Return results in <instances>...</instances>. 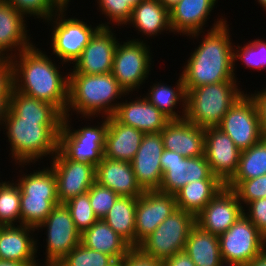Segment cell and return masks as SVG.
<instances>
[{
	"label": "cell",
	"mask_w": 266,
	"mask_h": 266,
	"mask_svg": "<svg viewBox=\"0 0 266 266\" xmlns=\"http://www.w3.org/2000/svg\"><path fill=\"white\" fill-rule=\"evenodd\" d=\"M63 118L64 114L53 104L13 88L3 122L12 159L25 167L43 156L51 155L52 158L58 151Z\"/></svg>",
	"instance_id": "obj_1"
},
{
	"label": "cell",
	"mask_w": 266,
	"mask_h": 266,
	"mask_svg": "<svg viewBox=\"0 0 266 266\" xmlns=\"http://www.w3.org/2000/svg\"><path fill=\"white\" fill-rule=\"evenodd\" d=\"M17 57L14 54L11 58L14 89L53 104L65 115L69 100V73L60 74L56 62L35 45L21 51Z\"/></svg>",
	"instance_id": "obj_2"
},
{
	"label": "cell",
	"mask_w": 266,
	"mask_h": 266,
	"mask_svg": "<svg viewBox=\"0 0 266 266\" xmlns=\"http://www.w3.org/2000/svg\"><path fill=\"white\" fill-rule=\"evenodd\" d=\"M218 18L203 41L194 49L184 65L182 77L186 91L203 85L236 81L233 66V44L229 25Z\"/></svg>",
	"instance_id": "obj_3"
},
{
	"label": "cell",
	"mask_w": 266,
	"mask_h": 266,
	"mask_svg": "<svg viewBox=\"0 0 266 266\" xmlns=\"http://www.w3.org/2000/svg\"><path fill=\"white\" fill-rule=\"evenodd\" d=\"M126 94L112 73L69 74V100L65 115L70 116L69 112L75 110L88 119L95 114L97 117L99 113H104L102 117L106 118L113 116L119 102H112Z\"/></svg>",
	"instance_id": "obj_4"
},
{
	"label": "cell",
	"mask_w": 266,
	"mask_h": 266,
	"mask_svg": "<svg viewBox=\"0 0 266 266\" xmlns=\"http://www.w3.org/2000/svg\"><path fill=\"white\" fill-rule=\"evenodd\" d=\"M237 81H223L186 91L184 119L203 129L218 127L231 106L244 92Z\"/></svg>",
	"instance_id": "obj_5"
},
{
	"label": "cell",
	"mask_w": 266,
	"mask_h": 266,
	"mask_svg": "<svg viewBox=\"0 0 266 266\" xmlns=\"http://www.w3.org/2000/svg\"><path fill=\"white\" fill-rule=\"evenodd\" d=\"M21 190V225L37 229L59 204L56 178L52 168L23 174L17 180Z\"/></svg>",
	"instance_id": "obj_6"
},
{
	"label": "cell",
	"mask_w": 266,
	"mask_h": 266,
	"mask_svg": "<svg viewBox=\"0 0 266 266\" xmlns=\"http://www.w3.org/2000/svg\"><path fill=\"white\" fill-rule=\"evenodd\" d=\"M195 216L177 209L146 237L137 247L144 255L164 261L185 250Z\"/></svg>",
	"instance_id": "obj_7"
},
{
	"label": "cell",
	"mask_w": 266,
	"mask_h": 266,
	"mask_svg": "<svg viewBox=\"0 0 266 266\" xmlns=\"http://www.w3.org/2000/svg\"><path fill=\"white\" fill-rule=\"evenodd\" d=\"M101 125L71 129L69 115H64L59 133L58 149L70 160L87 162L95 167L104 157L108 117H103Z\"/></svg>",
	"instance_id": "obj_8"
},
{
	"label": "cell",
	"mask_w": 266,
	"mask_h": 266,
	"mask_svg": "<svg viewBox=\"0 0 266 266\" xmlns=\"http://www.w3.org/2000/svg\"><path fill=\"white\" fill-rule=\"evenodd\" d=\"M67 8H60L47 22L53 21L51 47L53 54L64 63H74L82 54L83 49L88 45L90 38L100 27H110L107 24H99L96 27L88 25L85 21L77 18H65ZM58 13V14H57ZM64 14V15H63ZM57 17V18H56ZM53 19V20H52ZM55 20V21H54ZM72 61V62H71Z\"/></svg>",
	"instance_id": "obj_9"
},
{
	"label": "cell",
	"mask_w": 266,
	"mask_h": 266,
	"mask_svg": "<svg viewBox=\"0 0 266 266\" xmlns=\"http://www.w3.org/2000/svg\"><path fill=\"white\" fill-rule=\"evenodd\" d=\"M139 40L117 43L114 54L112 74L128 95L145 83L151 71L152 52L143 40Z\"/></svg>",
	"instance_id": "obj_10"
},
{
	"label": "cell",
	"mask_w": 266,
	"mask_h": 266,
	"mask_svg": "<svg viewBox=\"0 0 266 266\" xmlns=\"http://www.w3.org/2000/svg\"><path fill=\"white\" fill-rule=\"evenodd\" d=\"M162 180L159 191L175 195L192 181L220 180L213 175L205 155L193 158L183 157L177 152L164 149L160 158Z\"/></svg>",
	"instance_id": "obj_11"
},
{
	"label": "cell",
	"mask_w": 266,
	"mask_h": 266,
	"mask_svg": "<svg viewBox=\"0 0 266 266\" xmlns=\"http://www.w3.org/2000/svg\"><path fill=\"white\" fill-rule=\"evenodd\" d=\"M218 128L233 140L240 151L249 149L263 138L256 104L247 93L231 106Z\"/></svg>",
	"instance_id": "obj_12"
},
{
	"label": "cell",
	"mask_w": 266,
	"mask_h": 266,
	"mask_svg": "<svg viewBox=\"0 0 266 266\" xmlns=\"http://www.w3.org/2000/svg\"><path fill=\"white\" fill-rule=\"evenodd\" d=\"M218 237L222 261L246 265L266 248V238L244 214Z\"/></svg>",
	"instance_id": "obj_13"
},
{
	"label": "cell",
	"mask_w": 266,
	"mask_h": 266,
	"mask_svg": "<svg viewBox=\"0 0 266 266\" xmlns=\"http://www.w3.org/2000/svg\"><path fill=\"white\" fill-rule=\"evenodd\" d=\"M47 229L46 262L51 265L61 261L74 247L81 243V233L76 228L69 208L65 203L54 206L52 212L37 228Z\"/></svg>",
	"instance_id": "obj_14"
},
{
	"label": "cell",
	"mask_w": 266,
	"mask_h": 266,
	"mask_svg": "<svg viewBox=\"0 0 266 266\" xmlns=\"http://www.w3.org/2000/svg\"><path fill=\"white\" fill-rule=\"evenodd\" d=\"M50 167L55 173L57 196L60 203L87 193L96 182V167L87 162L68 159L59 149Z\"/></svg>",
	"instance_id": "obj_15"
},
{
	"label": "cell",
	"mask_w": 266,
	"mask_h": 266,
	"mask_svg": "<svg viewBox=\"0 0 266 266\" xmlns=\"http://www.w3.org/2000/svg\"><path fill=\"white\" fill-rule=\"evenodd\" d=\"M177 209L175 195L159 190L144 191L137 198L135 248Z\"/></svg>",
	"instance_id": "obj_16"
},
{
	"label": "cell",
	"mask_w": 266,
	"mask_h": 266,
	"mask_svg": "<svg viewBox=\"0 0 266 266\" xmlns=\"http://www.w3.org/2000/svg\"><path fill=\"white\" fill-rule=\"evenodd\" d=\"M110 27H100L90 38L81 56L73 63L70 74L112 73L117 38Z\"/></svg>",
	"instance_id": "obj_17"
},
{
	"label": "cell",
	"mask_w": 266,
	"mask_h": 266,
	"mask_svg": "<svg viewBox=\"0 0 266 266\" xmlns=\"http://www.w3.org/2000/svg\"><path fill=\"white\" fill-rule=\"evenodd\" d=\"M244 213L235 192L224 187L195 216V223L201 229L219 236L226 232Z\"/></svg>",
	"instance_id": "obj_18"
},
{
	"label": "cell",
	"mask_w": 266,
	"mask_h": 266,
	"mask_svg": "<svg viewBox=\"0 0 266 266\" xmlns=\"http://www.w3.org/2000/svg\"><path fill=\"white\" fill-rule=\"evenodd\" d=\"M241 151L218 127L205 129V157L213 175L226 184L236 173Z\"/></svg>",
	"instance_id": "obj_19"
},
{
	"label": "cell",
	"mask_w": 266,
	"mask_h": 266,
	"mask_svg": "<svg viewBox=\"0 0 266 266\" xmlns=\"http://www.w3.org/2000/svg\"><path fill=\"white\" fill-rule=\"evenodd\" d=\"M164 151L161 133H145L131 165L140 187L159 190L163 172L160 158Z\"/></svg>",
	"instance_id": "obj_20"
},
{
	"label": "cell",
	"mask_w": 266,
	"mask_h": 266,
	"mask_svg": "<svg viewBox=\"0 0 266 266\" xmlns=\"http://www.w3.org/2000/svg\"><path fill=\"white\" fill-rule=\"evenodd\" d=\"M160 133L166 150L186 158L199 157L205 153V129L185 119L171 120Z\"/></svg>",
	"instance_id": "obj_21"
},
{
	"label": "cell",
	"mask_w": 266,
	"mask_h": 266,
	"mask_svg": "<svg viewBox=\"0 0 266 266\" xmlns=\"http://www.w3.org/2000/svg\"><path fill=\"white\" fill-rule=\"evenodd\" d=\"M32 231L35 232V228L26 225L0 226V260L42 266L36 262L37 239Z\"/></svg>",
	"instance_id": "obj_22"
},
{
	"label": "cell",
	"mask_w": 266,
	"mask_h": 266,
	"mask_svg": "<svg viewBox=\"0 0 266 266\" xmlns=\"http://www.w3.org/2000/svg\"><path fill=\"white\" fill-rule=\"evenodd\" d=\"M113 116L120 123L144 133H160L171 121L145 97L120 102Z\"/></svg>",
	"instance_id": "obj_23"
},
{
	"label": "cell",
	"mask_w": 266,
	"mask_h": 266,
	"mask_svg": "<svg viewBox=\"0 0 266 266\" xmlns=\"http://www.w3.org/2000/svg\"><path fill=\"white\" fill-rule=\"evenodd\" d=\"M25 17L10 3L0 0V58H12V51L18 50V54L33 46V43L29 42ZM10 51L11 53L7 54Z\"/></svg>",
	"instance_id": "obj_24"
},
{
	"label": "cell",
	"mask_w": 266,
	"mask_h": 266,
	"mask_svg": "<svg viewBox=\"0 0 266 266\" xmlns=\"http://www.w3.org/2000/svg\"><path fill=\"white\" fill-rule=\"evenodd\" d=\"M216 2L217 0H180L169 10L172 32L194 38L201 35Z\"/></svg>",
	"instance_id": "obj_25"
},
{
	"label": "cell",
	"mask_w": 266,
	"mask_h": 266,
	"mask_svg": "<svg viewBox=\"0 0 266 266\" xmlns=\"http://www.w3.org/2000/svg\"><path fill=\"white\" fill-rule=\"evenodd\" d=\"M96 182L119 196L138 198L144 190L138 184L131 162L103 157L96 166Z\"/></svg>",
	"instance_id": "obj_26"
},
{
	"label": "cell",
	"mask_w": 266,
	"mask_h": 266,
	"mask_svg": "<svg viewBox=\"0 0 266 266\" xmlns=\"http://www.w3.org/2000/svg\"><path fill=\"white\" fill-rule=\"evenodd\" d=\"M144 135V132L120 123L114 116L108 117L104 157L131 162Z\"/></svg>",
	"instance_id": "obj_27"
},
{
	"label": "cell",
	"mask_w": 266,
	"mask_h": 266,
	"mask_svg": "<svg viewBox=\"0 0 266 266\" xmlns=\"http://www.w3.org/2000/svg\"><path fill=\"white\" fill-rule=\"evenodd\" d=\"M81 244L89 249L108 254L113 259L125 257L132 249L103 219H98L81 233Z\"/></svg>",
	"instance_id": "obj_28"
},
{
	"label": "cell",
	"mask_w": 266,
	"mask_h": 266,
	"mask_svg": "<svg viewBox=\"0 0 266 266\" xmlns=\"http://www.w3.org/2000/svg\"><path fill=\"white\" fill-rule=\"evenodd\" d=\"M146 37L157 36L162 31L171 32L169 10L159 0H142L132 9L128 21ZM131 23V24H130Z\"/></svg>",
	"instance_id": "obj_29"
},
{
	"label": "cell",
	"mask_w": 266,
	"mask_h": 266,
	"mask_svg": "<svg viewBox=\"0 0 266 266\" xmlns=\"http://www.w3.org/2000/svg\"><path fill=\"white\" fill-rule=\"evenodd\" d=\"M196 266H220L219 237L194 225L189 232L184 250Z\"/></svg>",
	"instance_id": "obj_30"
},
{
	"label": "cell",
	"mask_w": 266,
	"mask_h": 266,
	"mask_svg": "<svg viewBox=\"0 0 266 266\" xmlns=\"http://www.w3.org/2000/svg\"><path fill=\"white\" fill-rule=\"evenodd\" d=\"M224 187L221 180L192 181L175 194L177 208L196 216Z\"/></svg>",
	"instance_id": "obj_31"
},
{
	"label": "cell",
	"mask_w": 266,
	"mask_h": 266,
	"mask_svg": "<svg viewBox=\"0 0 266 266\" xmlns=\"http://www.w3.org/2000/svg\"><path fill=\"white\" fill-rule=\"evenodd\" d=\"M177 81L175 88L166 84L164 85V83H154L152 87L150 86L151 90L148 91L147 96H145L151 104L170 120H183L185 117L187 92L182 75L179 76V80ZM178 103L183 107L181 111L182 115L179 110L177 111L179 114L175 112Z\"/></svg>",
	"instance_id": "obj_32"
},
{
	"label": "cell",
	"mask_w": 266,
	"mask_h": 266,
	"mask_svg": "<svg viewBox=\"0 0 266 266\" xmlns=\"http://www.w3.org/2000/svg\"><path fill=\"white\" fill-rule=\"evenodd\" d=\"M137 198L119 196L103 220L132 248H135Z\"/></svg>",
	"instance_id": "obj_33"
},
{
	"label": "cell",
	"mask_w": 266,
	"mask_h": 266,
	"mask_svg": "<svg viewBox=\"0 0 266 266\" xmlns=\"http://www.w3.org/2000/svg\"><path fill=\"white\" fill-rule=\"evenodd\" d=\"M266 174V138L241 151L238 169L229 181H243Z\"/></svg>",
	"instance_id": "obj_34"
},
{
	"label": "cell",
	"mask_w": 266,
	"mask_h": 266,
	"mask_svg": "<svg viewBox=\"0 0 266 266\" xmlns=\"http://www.w3.org/2000/svg\"><path fill=\"white\" fill-rule=\"evenodd\" d=\"M14 183L4 181L0 186V226L21 225V190Z\"/></svg>",
	"instance_id": "obj_35"
},
{
	"label": "cell",
	"mask_w": 266,
	"mask_h": 266,
	"mask_svg": "<svg viewBox=\"0 0 266 266\" xmlns=\"http://www.w3.org/2000/svg\"><path fill=\"white\" fill-rule=\"evenodd\" d=\"M113 258L79 243L61 261L60 266H107Z\"/></svg>",
	"instance_id": "obj_36"
},
{
	"label": "cell",
	"mask_w": 266,
	"mask_h": 266,
	"mask_svg": "<svg viewBox=\"0 0 266 266\" xmlns=\"http://www.w3.org/2000/svg\"><path fill=\"white\" fill-rule=\"evenodd\" d=\"M233 66L235 61L241 60L244 65L252 69H266V42L262 39L250 41L242 48L237 45L233 46Z\"/></svg>",
	"instance_id": "obj_37"
},
{
	"label": "cell",
	"mask_w": 266,
	"mask_h": 266,
	"mask_svg": "<svg viewBox=\"0 0 266 266\" xmlns=\"http://www.w3.org/2000/svg\"><path fill=\"white\" fill-rule=\"evenodd\" d=\"M65 204L80 233L90 228L98 220L90 204L89 192L78 195Z\"/></svg>",
	"instance_id": "obj_38"
},
{
	"label": "cell",
	"mask_w": 266,
	"mask_h": 266,
	"mask_svg": "<svg viewBox=\"0 0 266 266\" xmlns=\"http://www.w3.org/2000/svg\"><path fill=\"white\" fill-rule=\"evenodd\" d=\"M225 186L235 192L241 205L266 198V174L249 180L228 181Z\"/></svg>",
	"instance_id": "obj_39"
},
{
	"label": "cell",
	"mask_w": 266,
	"mask_h": 266,
	"mask_svg": "<svg viewBox=\"0 0 266 266\" xmlns=\"http://www.w3.org/2000/svg\"><path fill=\"white\" fill-rule=\"evenodd\" d=\"M10 3L17 11L23 13L26 17L37 16L36 18L48 20L60 7L54 0H5Z\"/></svg>",
	"instance_id": "obj_40"
},
{
	"label": "cell",
	"mask_w": 266,
	"mask_h": 266,
	"mask_svg": "<svg viewBox=\"0 0 266 266\" xmlns=\"http://www.w3.org/2000/svg\"><path fill=\"white\" fill-rule=\"evenodd\" d=\"M88 192L91 207L98 219L104 218L119 197L117 193L97 182L90 187Z\"/></svg>",
	"instance_id": "obj_41"
},
{
	"label": "cell",
	"mask_w": 266,
	"mask_h": 266,
	"mask_svg": "<svg viewBox=\"0 0 266 266\" xmlns=\"http://www.w3.org/2000/svg\"><path fill=\"white\" fill-rule=\"evenodd\" d=\"M99 4L98 7L100 12L106 16V18L112 23H116L113 25H127L133 7L125 0H97Z\"/></svg>",
	"instance_id": "obj_42"
},
{
	"label": "cell",
	"mask_w": 266,
	"mask_h": 266,
	"mask_svg": "<svg viewBox=\"0 0 266 266\" xmlns=\"http://www.w3.org/2000/svg\"><path fill=\"white\" fill-rule=\"evenodd\" d=\"M249 208H248V207ZM244 208V215L255 225L259 232L266 238V198L249 202Z\"/></svg>",
	"instance_id": "obj_43"
},
{
	"label": "cell",
	"mask_w": 266,
	"mask_h": 266,
	"mask_svg": "<svg viewBox=\"0 0 266 266\" xmlns=\"http://www.w3.org/2000/svg\"><path fill=\"white\" fill-rule=\"evenodd\" d=\"M13 82V65L11 58H0V98H10Z\"/></svg>",
	"instance_id": "obj_44"
},
{
	"label": "cell",
	"mask_w": 266,
	"mask_h": 266,
	"mask_svg": "<svg viewBox=\"0 0 266 266\" xmlns=\"http://www.w3.org/2000/svg\"><path fill=\"white\" fill-rule=\"evenodd\" d=\"M124 266H163L162 261L144 255L139 249L132 248L124 257Z\"/></svg>",
	"instance_id": "obj_45"
},
{
	"label": "cell",
	"mask_w": 266,
	"mask_h": 266,
	"mask_svg": "<svg viewBox=\"0 0 266 266\" xmlns=\"http://www.w3.org/2000/svg\"><path fill=\"white\" fill-rule=\"evenodd\" d=\"M250 96L256 104L262 135L266 138V88L260 91H255V93L250 94Z\"/></svg>",
	"instance_id": "obj_46"
},
{
	"label": "cell",
	"mask_w": 266,
	"mask_h": 266,
	"mask_svg": "<svg viewBox=\"0 0 266 266\" xmlns=\"http://www.w3.org/2000/svg\"><path fill=\"white\" fill-rule=\"evenodd\" d=\"M163 266H196L185 251L177 252L170 258L162 261Z\"/></svg>",
	"instance_id": "obj_47"
},
{
	"label": "cell",
	"mask_w": 266,
	"mask_h": 266,
	"mask_svg": "<svg viewBox=\"0 0 266 266\" xmlns=\"http://www.w3.org/2000/svg\"><path fill=\"white\" fill-rule=\"evenodd\" d=\"M9 99L10 98H0V125L3 126L8 108H9Z\"/></svg>",
	"instance_id": "obj_48"
},
{
	"label": "cell",
	"mask_w": 266,
	"mask_h": 266,
	"mask_svg": "<svg viewBox=\"0 0 266 266\" xmlns=\"http://www.w3.org/2000/svg\"><path fill=\"white\" fill-rule=\"evenodd\" d=\"M245 266H266V248Z\"/></svg>",
	"instance_id": "obj_49"
},
{
	"label": "cell",
	"mask_w": 266,
	"mask_h": 266,
	"mask_svg": "<svg viewBox=\"0 0 266 266\" xmlns=\"http://www.w3.org/2000/svg\"><path fill=\"white\" fill-rule=\"evenodd\" d=\"M0 266H30L27 263L0 260Z\"/></svg>",
	"instance_id": "obj_50"
},
{
	"label": "cell",
	"mask_w": 266,
	"mask_h": 266,
	"mask_svg": "<svg viewBox=\"0 0 266 266\" xmlns=\"http://www.w3.org/2000/svg\"><path fill=\"white\" fill-rule=\"evenodd\" d=\"M165 8L170 10L173 6H175L180 0H159Z\"/></svg>",
	"instance_id": "obj_51"
},
{
	"label": "cell",
	"mask_w": 266,
	"mask_h": 266,
	"mask_svg": "<svg viewBox=\"0 0 266 266\" xmlns=\"http://www.w3.org/2000/svg\"><path fill=\"white\" fill-rule=\"evenodd\" d=\"M107 266H124V257L113 259Z\"/></svg>",
	"instance_id": "obj_52"
},
{
	"label": "cell",
	"mask_w": 266,
	"mask_h": 266,
	"mask_svg": "<svg viewBox=\"0 0 266 266\" xmlns=\"http://www.w3.org/2000/svg\"><path fill=\"white\" fill-rule=\"evenodd\" d=\"M54 2L60 7V8H67L68 6V2H70V0H54Z\"/></svg>",
	"instance_id": "obj_53"
},
{
	"label": "cell",
	"mask_w": 266,
	"mask_h": 266,
	"mask_svg": "<svg viewBox=\"0 0 266 266\" xmlns=\"http://www.w3.org/2000/svg\"><path fill=\"white\" fill-rule=\"evenodd\" d=\"M220 266H245L241 263L238 262H227V261H222V263L220 264Z\"/></svg>",
	"instance_id": "obj_54"
},
{
	"label": "cell",
	"mask_w": 266,
	"mask_h": 266,
	"mask_svg": "<svg viewBox=\"0 0 266 266\" xmlns=\"http://www.w3.org/2000/svg\"><path fill=\"white\" fill-rule=\"evenodd\" d=\"M142 0H125V2H128L133 8L137 6Z\"/></svg>",
	"instance_id": "obj_55"
},
{
	"label": "cell",
	"mask_w": 266,
	"mask_h": 266,
	"mask_svg": "<svg viewBox=\"0 0 266 266\" xmlns=\"http://www.w3.org/2000/svg\"><path fill=\"white\" fill-rule=\"evenodd\" d=\"M257 2L266 10V0H257Z\"/></svg>",
	"instance_id": "obj_56"
},
{
	"label": "cell",
	"mask_w": 266,
	"mask_h": 266,
	"mask_svg": "<svg viewBox=\"0 0 266 266\" xmlns=\"http://www.w3.org/2000/svg\"><path fill=\"white\" fill-rule=\"evenodd\" d=\"M48 266H60L58 263H55V264H51V265H48Z\"/></svg>",
	"instance_id": "obj_57"
}]
</instances>
